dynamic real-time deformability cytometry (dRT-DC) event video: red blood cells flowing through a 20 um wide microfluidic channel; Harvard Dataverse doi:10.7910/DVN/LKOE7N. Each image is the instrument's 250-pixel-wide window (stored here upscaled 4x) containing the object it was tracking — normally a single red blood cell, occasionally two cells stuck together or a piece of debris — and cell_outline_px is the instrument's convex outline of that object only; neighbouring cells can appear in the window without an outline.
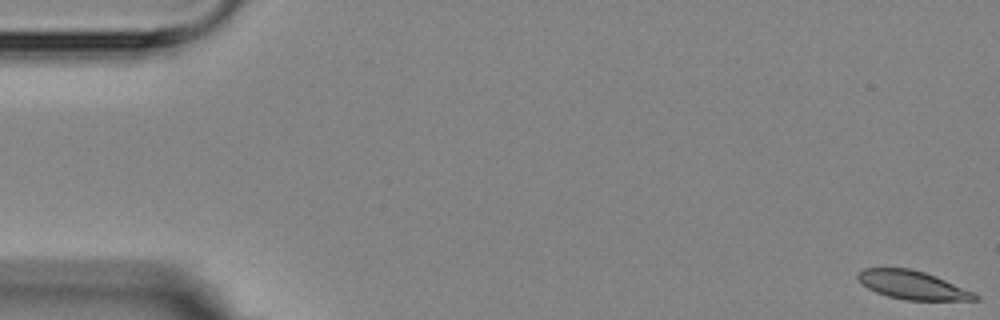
{"species": "Egyptian fruit bat (a non-hibernating species)", "species_latin": "Rousettus aegyptiacus", "temperature_condition": "room temperature", "stored_images_in_passage": 7, "camera_frame_rate_fps": 3000, "um_per_image_px": 0.085, "animal": {"sex": "female"}, "frame": {"image": 1, "passage_image": 1, "time_ms": 0.0, "image_size_px": [1000, 320], "cell_outline_px": [[980, 300], [904, 300], [888, 296], [876, 292], [868, 288], [856, 276], [856, 272], [864, 268], [908, 268], [924, 272], [936, 276], [976, 292], [980, 296]], "centroid_in_image_um": [77.61, 24.23], "position_along_channel_um": 7.4, "area_um2": 19.54}}
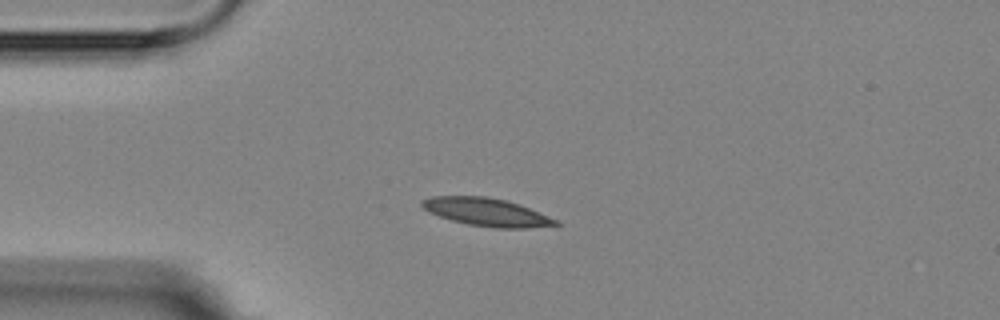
{"frame": {"image": 2, "passage_image": 5, "time_ms": 4.333, "image_size_px": [1000, 320], "cell_outline_px": [[560, 224], [528, 228], [496, 228], [468, 224], [452, 220], [428, 212], [420, 204], [420, 200], [432, 196], [484, 196], [504, 200], [520, 204], [560, 220]], "centroid_in_image_um": [41.37, 18.02], "position_along_channel_um": 43.6, "area_um2": 21.79}}
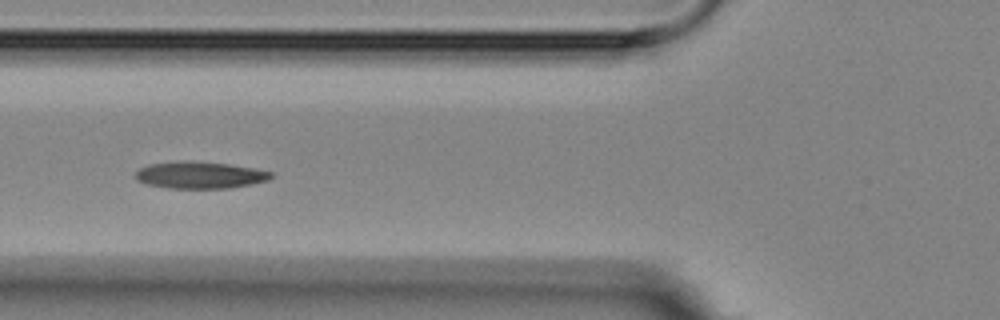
{"frame": {"image": 3, "passage_image": 7, "time_ms": 6.667, "image_size_px": [1000, 320], "cell_outline_px": [[276, 176], [268, 180], [252, 184], [228, 188], [168, 188], [148, 184], [136, 180], [136, 172], [140, 168], [148, 164], [188, 160], [228, 164], [256, 168], [272, 172]], "centroid_in_image_um": [17.03, 14.87], "position_along_channel_um": 108.8, "area_um2": 21.33}}